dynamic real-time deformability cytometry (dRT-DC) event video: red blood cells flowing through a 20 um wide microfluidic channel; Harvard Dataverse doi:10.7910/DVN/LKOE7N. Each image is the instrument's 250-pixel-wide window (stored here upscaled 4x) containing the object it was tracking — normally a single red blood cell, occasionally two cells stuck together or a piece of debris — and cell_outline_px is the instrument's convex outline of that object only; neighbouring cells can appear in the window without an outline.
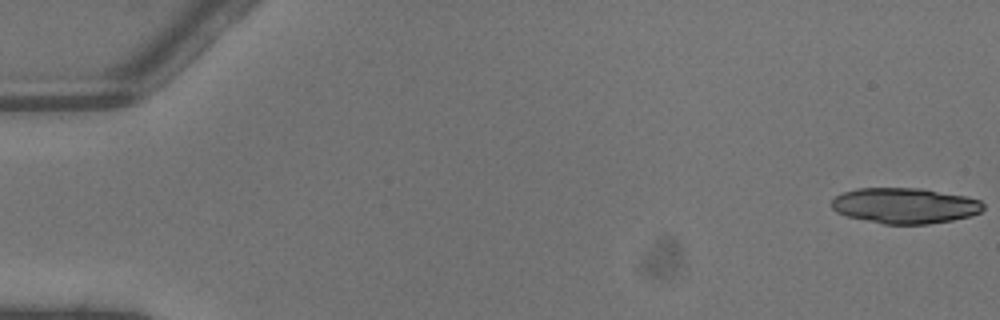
{"species": "common noctule bat (a hibernating species)", "species_latin": "Nyctalus noctula", "temperature_condition": "warm", "stored_images_in_passage": 5, "camera_frame_rate_fps": 3000, "um_per_image_px": 0.085, "animal": {"sex": "male", "body_mass_g": 13.3}, "frame": {"image": 1, "passage_image": 1, "time_ms": 0.0, "image_size_px": [1000, 320], "cell_outline_px": [[984, 208], [980, 212], [972, 216], [952, 220], [928, 224], [884, 224], [848, 216], [836, 212], [832, 208], [832, 200], [836, 196], [844, 192], [856, 188], [920, 188], [964, 196], [980, 200], [984, 204]], "centroid_in_image_um": [76.93, 17.48], "position_along_channel_um": 8.1, "area_um2": 31.39}}